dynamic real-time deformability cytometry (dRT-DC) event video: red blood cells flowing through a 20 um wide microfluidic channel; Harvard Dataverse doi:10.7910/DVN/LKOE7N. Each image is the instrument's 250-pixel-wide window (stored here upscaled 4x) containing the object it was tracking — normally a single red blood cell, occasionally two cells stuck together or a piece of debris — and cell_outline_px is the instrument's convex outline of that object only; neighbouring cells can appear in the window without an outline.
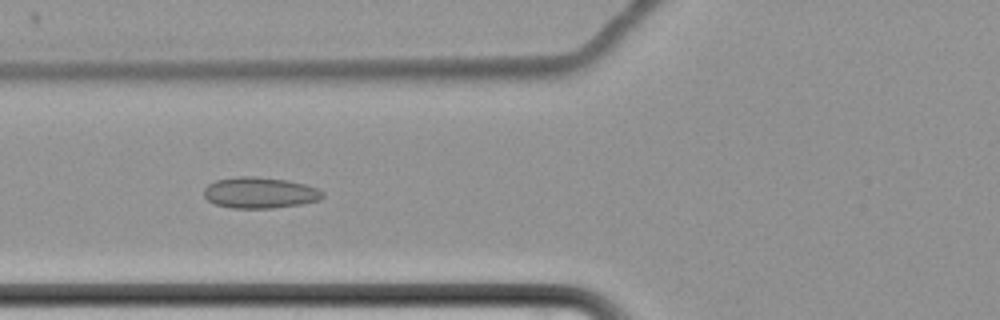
{"species": "common noctule bat (a hibernating species)", "species_latin": "Nyctalus noctula", "temperature_condition": "cold", "stored_images_in_passage": 64, "camera_frame_rate_fps": 3000, "um_per_image_px": 0.085, "animal": {"sex": "female", "body_mass_g": 22.7, "forearm_length_mm": 54.2}, "frame": {"image": 1, "passage_image": 28, "time_ms": 9.0, "image_size_px": [1000, 320], "cell_outline_px": [[324, 196], [320, 200], [300, 204], [272, 208], [232, 208], [216, 204], [208, 200], [204, 196], [204, 188], [208, 184], [216, 180], [240, 176], [252, 176], [288, 180], [304, 184], [316, 188], [324, 192]], "centroid_in_image_um": [22.09, 16.38], "position_along_channel_um": 103.7, "area_um2": 21.44}}
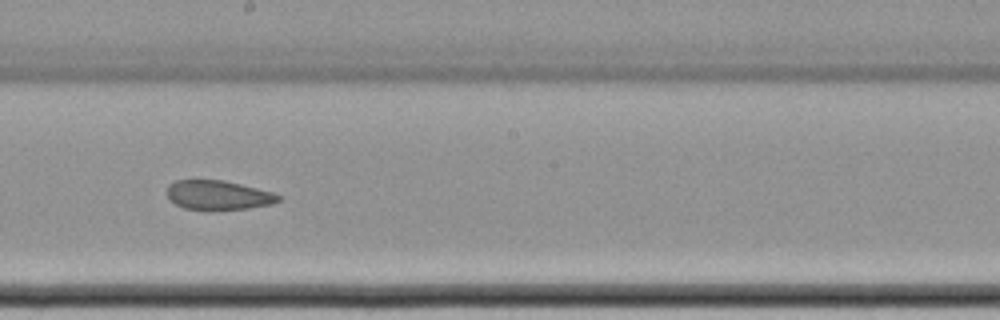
{"frame": {"image": 2, "passage_image": 39, "time_ms": 12.667, "image_size_px": [1000, 320], "cell_outline_px": [[280, 200], [272, 204], [248, 208], [184, 208], [168, 200], [168, 184], [176, 180], [224, 180], [272, 192], [280, 196]], "centroid_in_image_um": [18.53, 16.56], "position_along_channel_um": 229.7, "area_um2": 18.5}}
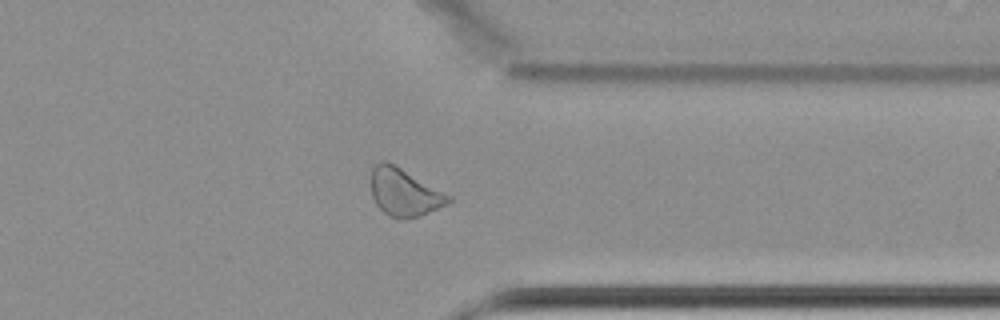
{"frame": {"image": 3, "passage_image": 52, "time_ms": 17.0, "image_size_px": [1000, 320], "cell_outline_px": [[452, 200], [448, 204], [420, 216], [404, 220], [400, 220], [388, 216], [376, 204], [372, 196], [372, 168], [380, 160], [384, 160], [396, 164], [452, 196]], "centroid_in_image_um": [34.38, 16.35], "position_along_channel_um": 377.0, "area_um2": 21.79}, "authors_computed_cell_mechanics": {"area_um2": 22.4553, "velocity_mm_per_s": 3.4356, "shape_relaxation_time_tau1_ms": null, "shape_relaxation_time_tau2_ms": 2.8186, "deformation_change_tau1": null, "deformation_change_tau2": 0.0685}}